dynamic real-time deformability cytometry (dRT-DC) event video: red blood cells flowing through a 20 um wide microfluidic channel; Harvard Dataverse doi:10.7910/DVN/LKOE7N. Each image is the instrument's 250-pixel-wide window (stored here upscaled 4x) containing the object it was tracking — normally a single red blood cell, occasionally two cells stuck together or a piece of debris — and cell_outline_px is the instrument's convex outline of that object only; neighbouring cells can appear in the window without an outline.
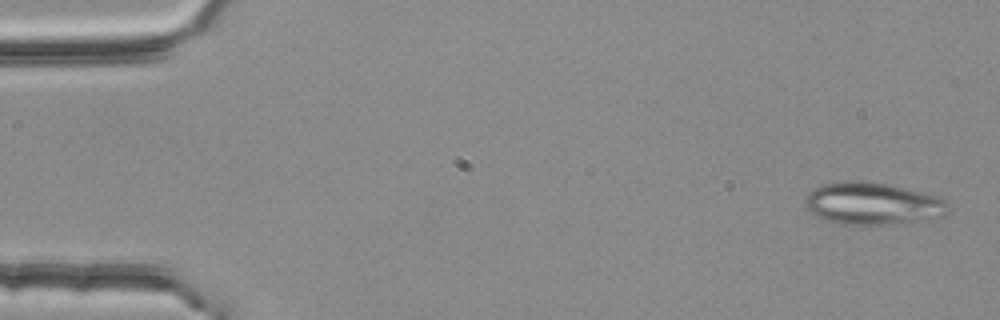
{"species": "common noctule bat (a hibernating species)", "species_latin": "Nyctalus noctula", "temperature_condition": "room temperature", "stored_images_in_passage": 3, "camera_frame_rate_fps": 3000, "um_per_image_px": 0.085, "animal": {"sex": "female", "body_mass_g": 25.1}, "frame": {"image": 1, "passage_image": 1, "time_ms": 0.0, "image_size_px": [1000, 320], "cell_outline_px": [[948, 212], [944, 216], [892, 224], [836, 224], [816, 216], [808, 212], [804, 204], [804, 200], [808, 192], [812, 188], [824, 184], [844, 180], [864, 180], [888, 184], [924, 192], [940, 196], [948, 204]], "centroid_in_image_um": [74.12, 17.28], "position_along_channel_um": 10.9, "area_um2": 35.6}}